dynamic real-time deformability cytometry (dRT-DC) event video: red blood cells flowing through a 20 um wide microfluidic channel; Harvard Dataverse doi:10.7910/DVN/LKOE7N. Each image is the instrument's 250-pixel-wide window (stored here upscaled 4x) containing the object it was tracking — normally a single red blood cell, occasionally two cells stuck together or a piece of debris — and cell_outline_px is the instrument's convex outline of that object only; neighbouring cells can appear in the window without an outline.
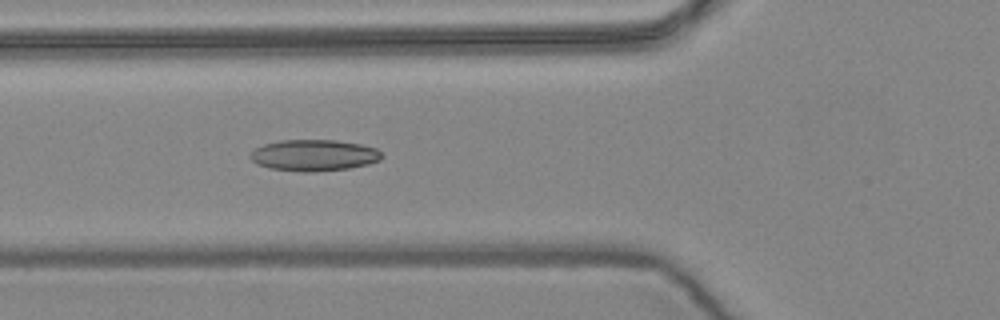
{"species": "common noctule bat (a hibernating species)", "species_latin": "Nyctalus noctula", "temperature_condition": "warm", "stored_images_in_passage": 6, "camera_frame_rate_fps": 3000, "um_per_image_px": 0.085, "animal": {"sex": "female", "body_mass_g": 24.6, "forearm_length_mm": 56.2}, "frame": {"image": 1, "passage_image": 6, "time_ms": 1.667, "image_size_px": [1000, 320], "cell_outline_px": [[380, 160], [368, 164], [348, 168], [312, 172], [304, 172], [268, 168], [256, 164], [248, 156], [256, 148], [264, 144], [280, 140], [336, 140], [360, 144], [376, 148], [380, 152]], "centroid_in_image_um": [26.65, 13.2], "position_along_channel_um": 99.2, "area_um2": 23.93}}